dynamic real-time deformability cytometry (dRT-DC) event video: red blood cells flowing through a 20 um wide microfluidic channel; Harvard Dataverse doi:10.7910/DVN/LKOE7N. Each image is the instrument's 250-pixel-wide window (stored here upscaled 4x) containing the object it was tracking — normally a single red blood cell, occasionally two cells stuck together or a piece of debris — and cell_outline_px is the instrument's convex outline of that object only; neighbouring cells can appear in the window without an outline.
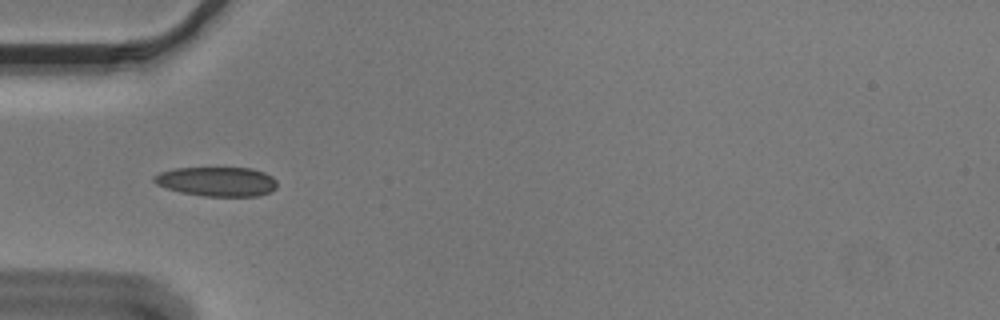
{"species": "Egyptian fruit bat (a non-hibernating species)", "species_latin": "Rousettus aegyptiacus", "temperature_condition": "cold", "stored_images_in_passage": 38, "camera_frame_rate_fps": 3000, "um_per_image_px": 0.085, "animal": {"sex": "male"}, "frame": {"image": 1, "passage_image": 1, "time_ms": 0.0, "image_size_px": [1000, 320], "cell_outline_px": [[276, 188], [268, 192], [256, 196], [204, 196], [180, 192], [156, 184], [152, 180], [152, 176], [160, 172], [176, 168], [252, 168], [264, 172], [272, 176], [276, 180]], "centroid_in_image_um": [18.43, 15.42], "position_along_channel_um": 66.6, "area_um2": 21.04}}
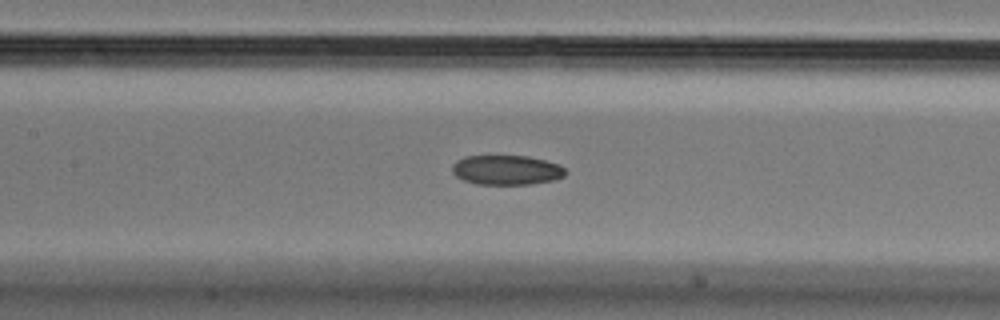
{"frame": {"image": 2, "passage_image": 9, "time_ms": 2.667, "image_size_px": [1000, 320], "cell_outline_px": [[568, 172], [564, 176], [552, 180], [528, 184], [476, 184], [464, 180], [456, 176], [452, 172], [452, 164], [456, 160], [464, 156], [528, 156], [560, 164]], "centroid_in_image_um": [43.04, 14.44], "position_along_channel_um": 164.4, "area_um2": 19.59}}
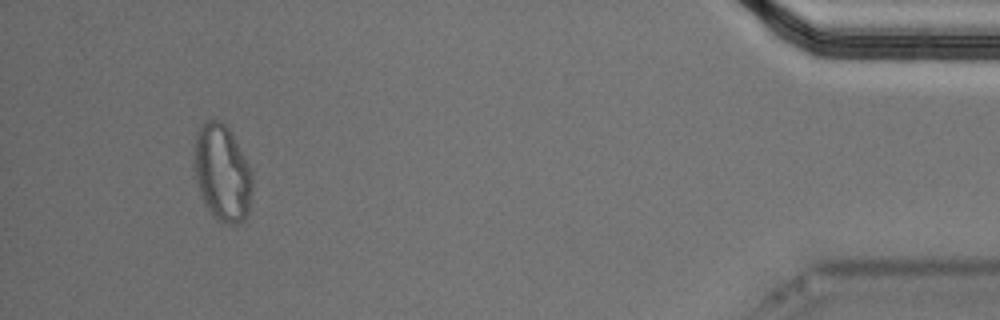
{"frame": {"image": 3, "passage_image": 35, "time_ms": 11.333, "image_size_px": [1000, 320], "cell_outline_px": [[252, 188], [248, 212], [244, 220], [240, 224], [228, 224], [216, 220], [204, 204], [200, 196], [192, 168], [192, 148], [196, 132], [200, 124], [204, 120], [220, 120], [232, 132], [248, 164], [252, 176]], "centroid_in_image_um": [18.82, 14.68], "position_along_channel_um": 416.4, "area_um2": 33.7}, "authors_computed_cell_mechanics": {"area_um2": 20.8658, "velocity_mm_per_s": 3.6498, "shape_relaxation_time_tau1_ms": null, "shape_relaxation_time_tau2_ms": 6.908, "deformation_change_tau1": null, "deformation_change_tau2": 0.1083}}